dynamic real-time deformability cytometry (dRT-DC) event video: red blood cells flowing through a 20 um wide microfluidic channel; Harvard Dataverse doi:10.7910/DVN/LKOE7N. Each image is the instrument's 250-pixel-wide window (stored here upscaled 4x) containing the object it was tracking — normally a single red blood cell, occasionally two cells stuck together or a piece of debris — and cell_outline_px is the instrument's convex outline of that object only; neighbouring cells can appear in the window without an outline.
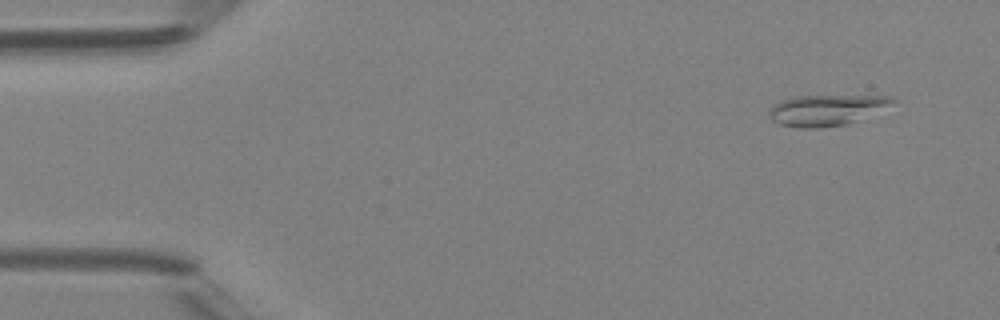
{"species": "Egyptian fruit bat (a non-hibernating species)", "species_latin": "Rousettus aegyptiacus", "temperature_condition": "room temperature", "stored_images_in_passage": 6, "camera_frame_rate_fps": 3000, "um_per_image_px": 0.085, "animal": {"sex": "female"}, "frame": {"image": 1, "passage_image": 1, "time_ms": 0.0, "image_size_px": [1000, 320], "cell_outline_px": [[900, 100], [848, 124], [816, 128], [800, 128], [780, 124], [772, 120], [768, 116], [768, 112], [780, 100], [792, 96], [892, 96]], "centroid_in_image_um": [70.22, 9.35], "position_along_channel_um": 14.8, "area_um2": 21.96}}
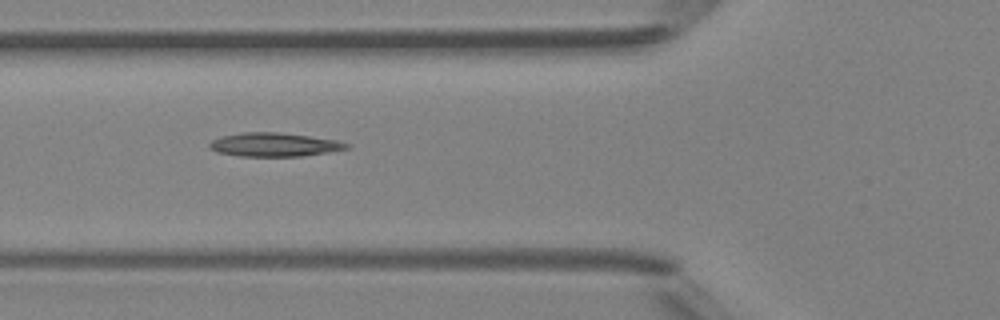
{"frame": {"image": 2, "passage_image": 5, "time_ms": 4.667, "image_size_px": [1000, 320], "cell_outline_px": [[352, 144], [348, 148], [328, 152], [304, 156], [236, 156], [216, 152], [208, 148], [208, 144], [212, 140], [220, 136], [240, 132], [276, 132], [308, 136], [336, 140]], "centroid_in_image_um": [23.25, 12.29], "position_along_channel_um": 102.5, "area_um2": 19.07}}
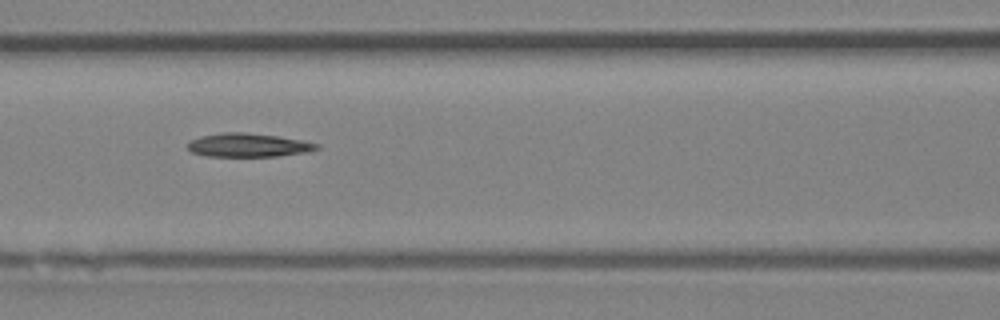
{"frame": {"image": 3, "passage_image": 6, "time_ms": 5.667, "image_size_px": [1000, 320], "cell_outline_px": [[320, 148], [308, 152], [280, 156], [204, 156], [192, 152], [188, 148], [188, 144], [192, 140], [200, 136], [220, 132], [244, 132], [276, 136], [304, 140], [320, 144]], "centroid_in_image_um": [21.14, 12.33], "position_along_channel_um": 145.5, "area_um2": 17.86}}